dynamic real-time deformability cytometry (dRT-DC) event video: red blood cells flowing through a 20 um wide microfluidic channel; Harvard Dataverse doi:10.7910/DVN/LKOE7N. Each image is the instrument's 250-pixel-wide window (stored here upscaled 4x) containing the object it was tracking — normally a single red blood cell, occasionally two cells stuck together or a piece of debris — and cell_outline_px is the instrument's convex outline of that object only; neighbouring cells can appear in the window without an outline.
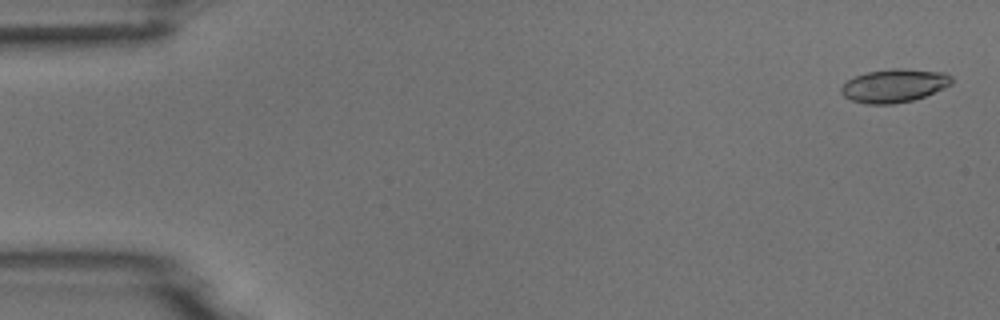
{"species": "common noctule bat (a hibernating species)", "species_latin": "Nyctalus noctula", "temperature_condition": "room temperature", "stored_images_in_passage": 5, "camera_frame_rate_fps": 3000, "um_per_image_px": 0.085, "animal": {"sex": "male", "body_mass_g": 18.8}, "frame": {"image": 1, "passage_image": 1, "time_ms": 0.0, "image_size_px": [1000, 320], "cell_outline_px": [[952, 84], [944, 88], [924, 96], [912, 100], [892, 104], [864, 104], [852, 100], [844, 96], [840, 92], [840, 88], [848, 80], [856, 76], [868, 72], [892, 68], [900, 68], [944, 72], [952, 76]], "centroid_in_image_um": [76.01, 7.28], "position_along_channel_um": 9.0, "area_um2": 21.39}}
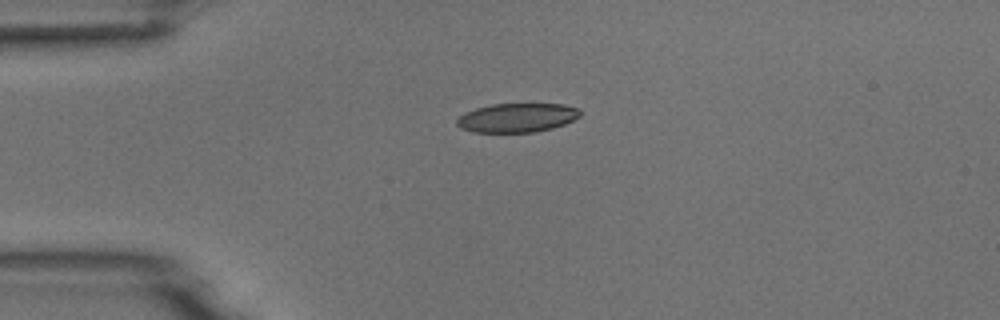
{"frame": {"image": 2, "passage_image": 4, "time_ms": 3.667, "image_size_px": [1000, 320], "cell_outline_px": [[580, 116], [564, 124], [552, 128], [536, 132], [472, 132], [460, 128], [456, 124], [456, 120], [464, 112], [476, 108], [492, 104], [564, 104], [580, 108]], "centroid_in_image_um": [43.94, 10.0], "position_along_channel_um": 41.1, "area_um2": 20.92}}